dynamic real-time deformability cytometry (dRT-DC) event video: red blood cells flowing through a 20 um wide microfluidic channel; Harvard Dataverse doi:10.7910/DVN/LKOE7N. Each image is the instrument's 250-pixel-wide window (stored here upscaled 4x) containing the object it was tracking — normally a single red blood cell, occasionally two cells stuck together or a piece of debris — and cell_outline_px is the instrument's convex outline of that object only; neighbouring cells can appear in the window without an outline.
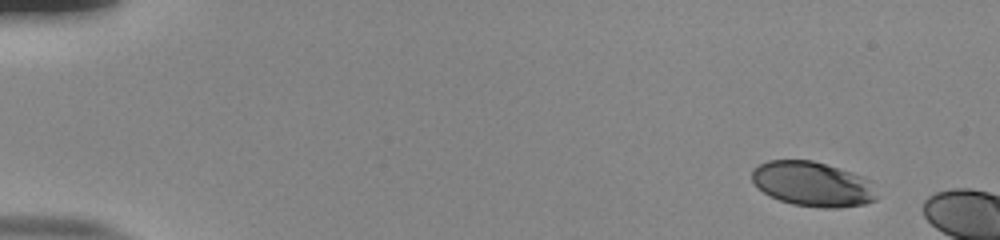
{"species": "human", "species_latin": "Homo sapiens", "temperature_condition": "room temperature", "stored_images_in_passage": 7, "camera_frame_rate_fps": 3000, "um_per_image_px": 0.085, "donor": {"sex": "male"}, "frame": {"image": 1, "passage_image": 1, "time_ms": 0.0, "image_size_px": [1000, 240], "cell_outline_px": [[880, 196], [876, 200], [864, 204], [840, 208], [824, 208], [792, 204], [780, 200], [764, 192], [752, 180], [752, 168], [768, 160], [812, 160], [852, 172], [864, 176], [868, 180]], "centroid_in_image_um": [69.11, 15.64], "position_along_channel_um": 15.9, "area_um2": 32.6}}